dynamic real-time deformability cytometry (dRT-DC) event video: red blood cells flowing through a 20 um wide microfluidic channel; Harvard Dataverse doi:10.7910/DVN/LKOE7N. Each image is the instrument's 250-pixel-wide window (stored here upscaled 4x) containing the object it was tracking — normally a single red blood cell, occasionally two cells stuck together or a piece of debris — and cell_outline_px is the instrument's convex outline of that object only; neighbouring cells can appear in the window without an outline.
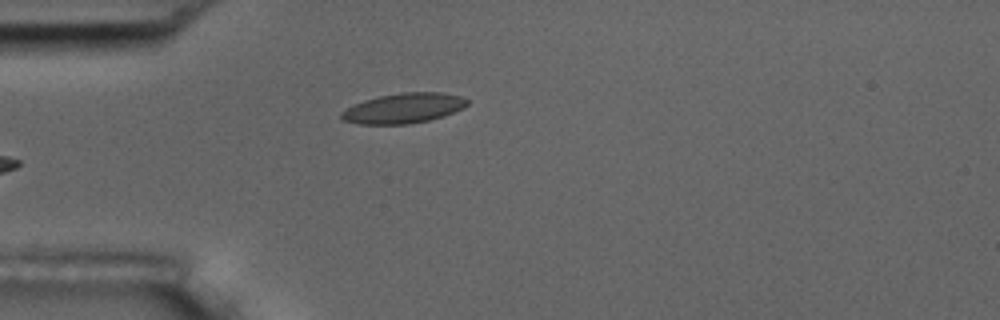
{"species": "common noctule bat (a hibernating species)", "species_latin": "Nyctalus noctula", "temperature_condition": "room temperature", "stored_images_in_passage": 5, "camera_frame_rate_fps": 3000, "um_per_image_px": 0.085, "animal": {"sex": "male", "body_mass_g": 17.5, "forearm_length_mm": 52.3}, "frame": {"image": 1, "passage_image": 5, "time_ms": 1.333, "image_size_px": [1000, 320], "cell_outline_px": [[468, 104], [464, 108], [444, 116], [428, 120], [408, 124], [360, 124], [340, 120], [340, 112], [364, 100], [380, 96], [404, 92], [440, 92], [460, 96], [468, 100]], "centroid_in_image_um": [34.31, 9.2], "position_along_channel_um": 50.7, "area_um2": 21.96}}